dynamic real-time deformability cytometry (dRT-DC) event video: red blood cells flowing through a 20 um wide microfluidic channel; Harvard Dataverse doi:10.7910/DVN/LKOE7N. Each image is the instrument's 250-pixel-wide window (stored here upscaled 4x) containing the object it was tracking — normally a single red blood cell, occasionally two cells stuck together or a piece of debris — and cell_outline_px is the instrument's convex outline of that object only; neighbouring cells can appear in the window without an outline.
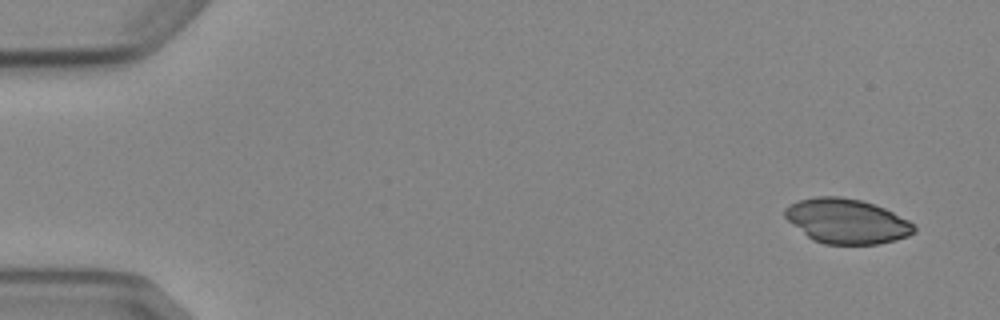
{"species": "Egyptian fruit bat (a non-hibernating species)", "species_latin": "Rousettus aegyptiacus", "temperature_condition": "cold", "stored_images_in_passage": 4, "camera_frame_rate_fps": 3000, "um_per_image_px": 0.085, "animal": {"sex": "female"}, "frame": {"image": 1, "passage_image": 1, "time_ms": 0.0, "image_size_px": [1000, 320], "cell_outline_px": [[916, 232], [908, 236], [896, 240], [880, 244], [824, 244], [812, 240], [788, 220], [784, 216], [784, 208], [788, 204], [800, 200], [816, 196], [840, 196], [860, 200], [884, 208], [908, 220], [916, 228]], "centroid_in_image_um": [71.96, 18.8], "position_along_channel_um": 13.0, "area_um2": 33.64}}